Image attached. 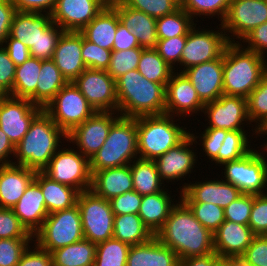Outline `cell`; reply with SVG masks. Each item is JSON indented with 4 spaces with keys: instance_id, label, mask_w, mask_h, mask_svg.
Wrapping results in <instances>:
<instances>
[{
    "instance_id": "obj_1",
    "label": "cell",
    "mask_w": 267,
    "mask_h": 266,
    "mask_svg": "<svg viewBox=\"0 0 267 266\" xmlns=\"http://www.w3.org/2000/svg\"><path fill=\"white\" fill-rule=\"evenodd\" d=\"M155 236L162 244L170 247L179 260L215 252L213 234L181 200L171 209L164 226Z\"/></svg>"
},
{
    "instance_id": "obj_2",
    "label": "cell",
    "mask_w": 267,
    "mask_h": 266,
    "mask_svg": "<svg viewBox=\"0 0 267 266\" xmlns=\"http://www.w3.org/2000/svg\"><path fill=\"white\" fill-rule=\"evenodd\" d=\"M167 83L149 81L137 69L116 79L118 113L136 118L165 113Z\"/></svg>"
},
{
    "instance_id": "obj_3",
    "label": "cell",
    "mask_w": 267,
    "mask_h": 266,
    "mask_svg": "<svg viewBox=\"0 0 267 266\" xmlns=\"http://www.w3.org/2000/svg\"><path fill=\"white\" fill-rule=\"evenodd\" d=\"M61 138L67 140V134L42 110L15 147L14 156L18 159L13 164L42 171L59 150Z\"/></svg>"
},
{
    "instance_id": "obj_4",
    "label": "cell",
    "mask_w": 267,
    "mask_h": 266,
    "mask_svg": "<svg viewBox=\"0 0 267 266\" xmlns=\"http://www.w3.org/2000/svg\"><path fill=\"white\" fill-rule=\"evenodd\" d=\"M236 42H230L223 54V92L247 98L267 73V59Z\"/></svg>"
},
{
    "instance_id": "obj_5",
    "label": "cell",
    "mask_w": 267,
    "mask_h": 266,
    "mask_svg": "<svg viewBox=\"0 0 267 266\" xmlns=\"http://www.w3.org/2000/svg\"><path fill=\"white\" fill-rule=\"evenodd\" d=\"M169 114L136 117L138 155L140 159L155 161L179 144L189 133Z\"/></svg>"
},
{
    "instance_id": "obj_6",
    "label": "cell",
    "mask_w": 267,
    "mask_h": 266,
    "mask_svg": "<svg viewBox=\"0 0 267 266\" xmlns=\"http://www.w3.org/2000/svg\"><path fill=\"white\" fill-rule=\"evenodd\" d=\"M138 156L136 118L120 116L112 124L103 146L89 160L90 172L126 166Z\"/></svg>"
},
{
    "instance_id": "obj_7",
    "label": "cell",
    "mask_w": 267,
    "mask_h": 266,
    "mask_svg": "<svg viewBox=\"0 0 267 266\" xmlns=\"http://www.w3.org/2000/svg\"><path fill=\"white\" fill-rule=\"evenodd\" d=\"M33 239L34 245L50 253L84 239L78 205L49 214Z\"/></svg>"
},
{
    "instance_id": "obj_8",
    "label": "cell",
    "mask_w": 267,
    "mask_h": 266,
    "mask_svg": "<svg viewBox=\"0 0 267 266\" xmlns=\"http://www.w3.org/2000/svg\"><path fill=\"white\" fill-rule=\"evenodd\" d=\"M77 205L85 239L97 244L113 238L115 215L111 210L109 200L96 195L89 189L80 192Z\"/></svg>"
},
{
    "instance_id": "obj_9",
    "label": "cell",
    "mask_w": 267,
    "mask_h": 266,
    "mask_svg": "<svg viewBox=\"0 0 267 266\" xmlns=\"http://www.w3.org/2000/svg\"><path fill=\"white\" fill-rule=\"evenodd\" d=\"M195 25L189 30L186 36V44L182 50L180 66H184L180 72L205 62H210L215 59L221 58L227 45L232 42L235 43L234 38L222 30H205L196 29ZM224 32V33H223ZM233 39V40H232Z\"/></svg>"
},
{
    "instance_id": "obj_10",
    "label": "cell",
    "mask_w": 267,
    "mask_h": 266,
    "mask_svg": "<svg viewBox=\"0 0 267 266\" xmlns=\"http://www.w3.org/2000/svg\"><path fill=\"white\" fill-rule=\"evenodd\" d=\"M265 154L252 149L238 160L225 162L223 178L237 187L242 194H264L267 184V159Z\"/></svg>"
},
{
    "instance_id": "obj_11",
    "label": "cell",
    "mask_w": 267,
    "mask_h": 266,
    "mask_svg": "<svg viewBox=\"0 0 267 266\" xmlns=\"http://www.w3.org/2000/svg\"><path fill=\"white\" fill-rule=\"evenodd\" d=\"M43 110L66 134L96 112L73 82H68Z\"/></svg>"
},
{
    "instance_id": "obj_12",
    "label": "cell",
    "mask_w": 267,
    "mask_h": 266,
    "mask_svg": "<svg viewBox=\"0 0 267 266\" xmlns=\"http://www.w3.org/2000/svg\"><path fill=\"white\" fill-rule=\"evenodd\" d=\"M42 172L51 180L73 187L79 192L91 188L90 161L71 147L59 148Z\"/></svg>"
},
{
    "instance_id": "obj_13",
    "label": "cell",
    "mask_w": 267,
    "mask_h": 266,
    "mask_svg": "<svg viewBox=\"0 0 267 266\" xmlns=\"http://www.w3.org/2000/svg\"><path fill=\"white\" fill-rule=\"evenodd\" d=\"M73 83L96 112H118L116 80L106 70L86 68Z\"/></svg>"
},
{
    "instance_id": "obj_14",
    "label": "cell",
    "mask_w": 267,
    "mask_h": 266,
    "mask_svg": "<svg viewBox=\"0 0 267 266\" xmlns=\"http://www.w3.org/2000/svg\"><path fill=\"white\" fill-rule=\"evenodd\" d=\"M42 110L29 99L10 95L0 97V128L15 147L28 132L33 119Z\"/></svg>"
},
{
    "instance_id": "obj_15",
    "label": "cell",
    "mask_w": 267,
    "mask_h": 266,
    "mask_svg": "<svg viewBox=\"0 0 267 266\" xmlns=\"http://www.w3.org/2000/svg\"><path fill=\"white\" fill-rule=\"evenodd\" d=\"M120 116L118 112H95L67 134V141L76 144L77 151L90 160L103 146L112 124Z\"/></svg>"
},
{
    "instance_id": "obj_16",
    "label": "cell",
    "mask_w": 267,
    "mask_h": 266,
    "mask_svg": "<svg viewBox=\"0 0 267 266\" xmlns=\"http://www.w3.org/2000/svg\"><path fill=\"white\" fill-rule=\"evenodd\" d=\"M267 22V0H230L221 26L225 33L241 41L259 25ZM228 30V31H227Z\"/></svg>"
},
{
    "instance_id": "obj_17",
    "label": "cell",
    "mask_w": 267,
    "mask_h": 266,
    "mask_svg": "<svg viewBox=\"0 0 267 266\" xmlns=\"http://www.w3.org/2000/svg\"><path fill=\"white\" fill-rule=\"evenodd\" d=\"M203 113L208 117L206 119L209 123L207 128L225 129L228 131L244 130V121L247 124H251L248 117L247 100L240 96L223 94L213 102L205 104Z\"/></svg>"
},
{
    "instance_id": "obj_18",
    "label": "cell",
    "mask_w": 267,
    "mask_h": 266,
    "mask_svg": "<svg viewBox=\"0 0 267 266\" xmlns=\"http://www.w3.org/2000/svg\"><path fill=\"white\" fill-rule=\"evenodd\" d=\"M107 4V0H57L51 18L64 31L80 32Z\"/></svg>"
},
{
    "instance_id": "obj_19",
    "label": "cell",
    "mask_w": 267,
    "mask_h": 266,
    "mask_svg": "<svg viewBox=\"0 0 267 266\" xmlns=\"http://www.w3.org/2000/svg\"><path fill=\"white\" fill-rule=\"evenodd\" d=\"M198 136L189 133L179 144L168 150L155 160L161 180L168 183L174 180L185 179L191 173L197 163L196 152L191 150L193 143L197 142Z\"/></svg>"
},
{
    "instance_id": "obj_20",
    "label": "cell",
    "mask_w": 267,
    "mask_h": 266,
    "mask_svg": "<svg viewBox=\"0 0 267 266\" xmlns=\"http://www.w3.org/2000/svg\"><path fill=\"white\" fill-rule=\"evenodd\" d=\"M180 191L183 203H208L225 209L229 204L238 199L241 191L224 180H208L205 182L184 183Z\"/></svg>"
},
{
    "instance_id": "obj_21",
    "label": "cell",
    "mask_w": 267,
    "mask_h": 266,
    "mask_svg": "<svg viewBox=\"0 0 267 266\" xmlns=\"http://www.w3.org/2000/svg\"><path fill=\"white\" fill-rule=\"evenodd\" d=\"M203 108L204 104L186 75L174 71L166 85L165 113L183 117L192 113L197 114L198 111L203 112Z\"/></svg>"
},
{
    "instance_id": "obj_22",
    "label": "cell",
    "mask_w": 267,
    "mask_h": 266,
    "mask_svg": "<svg viewBox=\"0 0 267 266\" xmlns=\"http://www.w3.org/2000/svg\"><path fill=\"white\" fill-rule=\"evenodd\" d=\"M205 105L218 99L223 92V56L183 71Z\"/></svg>"
},
{
    "instance_id": "obj_23",
    "label": "cell",
    "mask_w": 267,
    "mask_h": 266,
    "mask_svg": "<svg viewBox=\"0 0 267 266\" xmlns=\"http://www.w3.org/2000/svg\"><path fill=\"white\" fill-rule=\"evenodd\" d=\"M81 52L82 33L64 31L58 40L52 60L67 82H73L87 68Z\"/></svg>"
},
{
    "instance_id": "obj_24",
    "label": "cell",
    "mask_w": 267,
    "mask_h": 266,
    "mask_svg": "<svg viewBox=\"0 0 267 266\" xmlns=\"http://www.w3.org/2000/svg\"><path fill=\"white\" fill-rule=\"evenodd\" d=\"M118 13L119 21L132 31L143 49L156 48L158 43L156 20L142 11L126 6L121 0L109 2Z\"/></svg>"
},
{
    "instance_id": "obj_25",
    "label": "cell",
    "mask_w": 267,
    "mask_h": 266,
    "mask_svg": "<svg viewBox=\"0 0 267 266\" xmlns=\"http://www.w3.org/2000/svg\"><path fill=\"white\" fill-rule=\"evenodd\" d=\"M36 172L15 164L0 166V208L13 209L34 180Z\"/></svg>"
},
{
    "instance_id": "obj_26",
    "label": "cell",
    "mask_w": 267,
    "mask_h": 266,
    "mask_svg": "<svg viewBox=\"0 0 267 266\" xmlns=\"http://www.w3.org/2000/svg\"><path fill=\"white\" fill-rule=\"evenodd\" d=\"M13 211L26 230L34 235L49 215L39 184L33 180Z\"/></svg>"
},
{
    "instance_id": "obj_27",
    "label": "cell",
    "mask_w": 267,
    "mask_h": 266,
    "mask_svg": "<svg viewBox=\"0 0 267 266\" xmlns=\"http://www.w3.org/2000/svg\"><path fill=\"white\" fill-rule=\"evenodd\" d=\"M91 175L90 190L106 200L133 190L130 164L91 172Z\"/></svg>"
},
{
    "instance_id": "obj_28",
    "label": "cell",
    "mask_w": 267,
    "mask_h": 266,
    "mask_svg": "<svg viewBox=\"0 0 267 266\" xmlns=\"http://www.w3.org/2000/svg\"><path fill=\"white\" fill-rule=\"evenodd\" d=\"M254 236L249 225L225 220L213 233L214 251L220 258L245 252Z\"/></svg>"
},
{
    "instance_id": "obj_29",
    "label": "cell",
    "mask_w": 267,
    "mask_h": 266,
    "mask_svg": "<svg viewBox=\"0 0 267 266\" xmlns=\"http://www.w3.org/2000/svg\"><path fill=\"white\" fill-rule=\"evenodd\" d=\"M178 260L176 253L154 236L130 247L126 266H173Z\"/></svg>"
},
{
    "instance_id": "obj_30",
    "label": "cell",
    "mask_w": 267,
    "mask_h": 266,
    "mask_svg": "<svg viewBox=\"0 0 267 266\" xmlns=\"http://www.w3.org/2000/svg\"><path fill=\"white\" fill-rule=\"evenodd\" d=\"M167 192L168 190L164 189L155 194L142 196L138 215L154 236L162 229L171 209L176 205L171 194Z\"/></svg>"
},
{
    "instance_id": "obj_31",
    "label": "cell",
    "mask_w": 267,
    "mask_h": 266,
    "mask_svg": "<svg viewBox=\"0 0 267 266\" xmlns=\"http://www.w3.org/2000/svg\"><path fill=\"white\" fill-rule=\"evenodd\" d=\"M118 22L117 10L109 3L80 32L90 42L112 50Z\"/></svg>"
},
{
    "instance_id": "obj_32",
    "label": "cell",
    "mask_w": 267,
    "mask_h": 266,
    "mask_svg": "<svg viewBox=\"0 0 267 266\" xmlns=\"http://www.w3.org/2000/svg\"><path fill=\"white\" fill-rule=\"evenodd\" d=\"M34 180L41 188L48 214L77 205L80 194L77 189L51 180L42 171L36 172Z\"/></svg>"
},
{
    "instance_id": "obj_33",
    "label": "cell",
    "mask_w": 267,
    "mask_h": 266,
    "mask_svg": "<svg viewBox=\"0 0 267 266\" xmlns=\"http://www.w3.org/2000/svg\"><path fill=\"white\" fill-rule=\"evenodd\" d=\"M67 83L52 59L41 60L36 91L28 99L44 109Z\"/></svg>"
},
{
    "instance_id": "obj_34",
    "label": "cell",
    "mask_w": 267,
    "mask_h": 266,
    "mask_svg": "<svg viewBox=\"0 0 267 266\" xmlns=\"http://www.w3.org/2000/svg\"><path fill=\"white\" fill-rule=\"evenodd\" d=\"M52 22L51 14L16 11L12 18L9 35L24 42L30 49L39 33H42Z\"/></svg>"
},
{
    "instance_id": "obj_35",
    "label": "cell",
    "mask_w": 267,
    "mask_h": 266,
    "mask_svg": "<svg viewBox=\"0 0 267 266\" xmlns=\"http://www.w3.org/2000/svg\"><path fill=\"white\" fill-rule=\"evenodd\" d=\"M53 266H93L96 243L82 239L73 244L54 250Z\"/></svg>"
},
{
    "instance_id": "obj_36",
    "label": "cell",
    "mask_w": 267,
    "mask_h": 266,
    "mask_svg": "<svg viewBox=\"0 0 267 266\" xmlns=\"http://www.w3.org/2000/svg\"><path fill=\"white\" fill-rule=\"evenodd\" d=\"M133 190L139 195H150L164 190L155 161L136 159L130 164Z\"/></svg>"
},
{
    "instance_id": "obj_37",
    "label": "cell",
    "mask_w": 267,
    "mask_h": 266,
    "mask_svg": "<svg viewBox=\"0 0 267 266\" xmlns=\"http://www.w3.org/2000/svg\"><path fill=\"white\" fill-rule=\"evenodd\" d=\"M113 238L134 246L149 241L154 235L145 226L138 214L114 216Z\"/></svg>"
},
{
    "instance_id": "obj_38",
    "label": "cell",
    "mask_w": 267,
    "mask_h": 266,
    "mask_svg": "<svg viewBox=\"0 0 267 266\" xmlns=\"http://www.w3.org/2000/svg\"><path fill=\"white\" fill-rule=\"evenodd\" d=\"M41 69V59L29 57L23 64L16 66L10 96L28 99L35 91Z\"/></svg>"
},
{
    "instance_id": "obj_39",
    "label": "cell",
    "mask_w": 267,
    "mask_h": 266,
    "mask_svg": "<svg viewBox=\"0 0 267 266\" xmlns=\"http://www.w3.org/2000/svg\"><path fill=\"white\" fill-rule=\"evenodd\" d=\"M137 70L146 79L156 83H167L174 72L155 48L143 49Z\"/></svg>"
},
{
    "instance_id": "obj_40",
    "label": "cell",
    "mask_w": 267,
    "mask_h": 266,
    "mask_svg": "<svg viewBox=\"0 0 267 266\" xmlns=\"http://www.w3.org/2000/svg\"><path fill=\"white\" fill-rule=\"evenodd\" d=\"M195 25L191 16L182 8L156 20L158 39H169L176 36H187Z\"/></svg>"
},
{
    "instance_id": "obj_41",
    "label": "cell",
    "mask_w": 267,
    "mask_h": 266,
    "mask_svg": "<svg viewBox=\"0 0 267 266\" xmlns=\"http://www.w3.org/2000/svg\"><path fill=\"white\" fill-rule=\"evenodd\" d=\"M246 130H230L227 131L225 140L218 152V155L212 160L216 164H223L225 162L234 161L242 158L249 153L252 148L248 141Z\"/></svg>"
},
{
    "instance_id": "obj_42",
    "label": "cell",
    "mask_w": 267,
    "mask_h": 266,
    "mask_svg": "<svg viewBox=\"0 0 267 266\" xmlns=\"http://www.w3.org/2000/svg\"><path fill=\"white\" fill-rule=\"evenodd\" d=\"M130 247L115 238L97 243L93 266H126Z\"/></svg>"
},
{
    "instance_id": "obj_43",
    "label": "cell",
    "mask_w": 267,
    "mask_h": 266,
    "mask_svg": "<svg viewBox=\"0 0 267 266\" xmlns=\"http://www.w3.org/2000/svg\"><path fill=\"white\" fill-rule=\"evenodd\" d=\"M246 100L249 120L251 123L255 121L254 123L258 125L252 129L255 132L254 134H256L267 122V73Z\"/></svg>"
},
{
    "instance_id": "obj_44",
    "label": "cell",
    "mask_w": 267,
    "mask_h": 266,
    "mask_svg": "<svg viewBox=\"0 0 267 266\" xmlns=\"http://www.w3.org/2000/svg\"><path fill=\"white\" fill-rule=\"evenodd\" d=\"M63 32V29L52 22L42 33H39L35 43L30 48V56L41 60H51Z\"/></svg>"
},
{
    "instance_id": "obj_45",
    "label": "cell",
    "mask_w": 267,
    "mask_h": 266,
    "mask_svg": "<svg viewBox=\"0 0 267 266\" xmlns=\"http://www.w3.org/2000/svg\"><path fill=\"white\" fill-rule=\"evenodd\" d=\"M142 51V47L119 51L112 50L107 73L116 80L121 75L137 69Z\"/></svg>"
},
{
    "instance_id": "obj_46",
    "label": "cell",
    "mask_w": 267,
    "mask_h": 266,
    "mask_svg": "<svg viewBox=\"0 0 267 266\" xmlns=\"http://www.w3.org/2000/svg\"><path fill=\"white\" fill-rule=\"evenodd\" d=\"M194 217L212 234L225 221L224 209L208 203H184Z\"/></svg>"
},
{
    "instance_id": "obj_47",
    "label": "cell",
    "mask_w": 267,
    "mask_h": 266,
    "mask_svg": "<svg viewBox=\"0 0 267 266\" xmlns=\"http://www.w3.org/2000/svg\"><path fill=\"white\" fill-rule=\"evenodd\" d=\"M230 0H187L186 4L182 7L191 18L194 20L195 16H214L217 15L219 21H223L228 8ZM220 15V16H219Z\"/></svg>"
},
{
    "instance_id": "obj_48",
    "label": "cell",
    "mask_w": 267,
    "mask_h": 266,
    "mask_svg": "<svg viewBox=\"0 0 267 266\" xmlns=\"http://www.w3.org/2000/svg\"><path fill=\"white\" fill-rule=\"evenodd\" d=\"M112 50L104 49L87 40L82 34V58L87 68L107 70L110 65Z\"/></svg>"
},
{
    "instance_id": "obj_49",
    "label": "cell",
    "mask_w": 267,
    "mask_h": 266,
    "mask_svg": "<svg viewBox=\"0 0 267 266\" xmlns=\"http://www.w3.org/2000/svg\"><path fill=\"white\" fill-rule=\"evenodd\" d=\"M32 240L33 238L0 239V266H17Z\"/></svg>"
},
{
    "instance_id": "obj_50",
    "label": "cell",
    "mask_w": 267,
    "mask_h": 266,
    "mask_svg": "<svg viewBox=\"0 0 267 266\" xmlns=\"http://www.w3.org/2000/svg\"><path fill=\"white\" fill-rule=\"evenodd\" d=\"M126 6L142 11L147 15L158 19L173 13L178 6L171 0H121Z\"/></svg>"
},
{
    "instance_id": "obj_51",
    "label": "cell",
    "mask_w": 267,
    "mask_h": 266,
    "mask_svg": "<svg viewBox=\"0 0 267 266\" xmlns=\"http://www.w3.org/2000/svg\"><path fill=\"white\" fill-rule=\"evenodd\" d=\"M33 238L21 224L13 209L0 208V239Z\"/></svg>"
},
{
    "instance_id": "obj_52",
    "label": "cell",
    "mask_w": 267,
    "mask_h": 266,
    "mask_svg": "<svg viewBox=\"0 0 267 266\" xmlns=\"http://www.w3.org/2000/svg\"><path fill=\"white\" fill-rule=\"evenodd\" d=\"M248 225L255 236L267 235V193L253 195Z\"/></svg>"
},
{
    "instance_id": "obj_53",
    "label": "cell",
    "mask_w": 267,
    "mask_h": 266,
    "mask_svg": "<svg viewBox=\"0 0 267 266\" xmlns=\"http://www.w3.org/2000/svg\"><path fill=\"white\" fill-rule=\"evenodd\" d=\"M253 205L252 194H242L224 209L225 220L248 225L251 208Z\"/></svg>"
},
{
    "instance_id": "obj_54",
    "label": "cell",
    "mask_w": 267,
    "mask_h": 266,
    "mask_svg": "<svg viewBox=\"0 0 267 266\" xmlns=\"http://www.w3.org/2000/svg\"><path fill=\"white\" fill-rule=\"evenodd\" d=\"M186 44V36H176L169 39H158L156 50L158 54L175 70L174 65H180L182 50ZM177 62V63H176Z\"/></svg>"
},
{
    "instance_id": "obj_55",
    "label": "cell",
    "mask_w": 267,
    "mask_h": 266,
    "mask_svg": "<svg viewBox=\"0 0 267 266\" xmlns=\"http://www.w3.org/2000/svg\"><path fill=\"white\" fill-rule=\"evenodd\" d=\"M142 201V195L131 190L109 200L114 215L138 214Z\"/></svg>"
},
{
    "instance_id": "obj_56",
    "label": "cell",
    "mask_w": 267,
    "mask_h": 266,
    "mask_svg": "<svg viewBox=\"0 0 267 266\" xmlns=\"http://www.w3.org/2000/svg\"><path fill=\"white\" fill-rule=\"evenodd\" d=\"M227 131L225 129L206 128L203 134H200L202 147L206 153L205 156L207 155L211 161L218 155Z\"/></svg>"
},
{
    "instance_id": "obj_57",
    "label": "cell",
    "mask_w": 267,
    "mask_h": 266,
    "mask_svg": "<svg viewBox=\"0 0 267 266\" xmlns=\"http://www.w3.org/2000/svg\"><path fill=\"white\" fill-rule=\"evenodd\" d=\"M15 64L4 47L0 46V93L9 95L13 89Z\"/></svg>"
},
{
    "instance_id": "obj_58",
    "label": "cell",
    "mask_w": 267,
    "mask_h": 266,
    "mask_svg": "<svg viewBox=\"0 0 267 266\" xmlns=\"http://www.w3.org/2000/svg\"><path fill=\"white\" fill-rule=\"evenodd\" d=\"M31 249L28 246L23 252L17 266H53V257L49 251L40 248L37 244L33 250Z\"/></svg>"
},
{
    "instance_id": "obj_59",
    "label": "cell",
    "mask_w": 267,
    "mask_h": 266,
    "mask_svg": "<svg viewBox=\"0 0 267 266\" xmlns=\"http://www.w3.org/2000/svg\"><path fill=\"white\" fill-rule=\"evenodd\" d=\"M245 253L253 266H267V235L254 236Z\"/></svg>"
},
{
    "instance_id": "obj_60",
    "label": "cell",
    "mask_w": 267,
    "mask_h": 266,
    "mask_svg": "<svg viewBox=\"0 0 267 266\" xmlns=\"http://www.w3.org/2000/svg\"><path fill=\"white\" fill-rule=\"evenodd\" d=\"M248 46L246 49L256 52L265 57V50L267 53V22L255 27L242 41Z\"/></svg>"
},
{
    "instance_id": "obj_61",
    "label": "cell",
    "mask_w": 267,
    "mask_h": 266,
    "mask_svg": "<svg viewBox=\"0 0 267 266\" xmlns=\"http://www.w3.org/2000/svg\"><path fill=\"white\" fill-rule=\"evenodd\" d=\"M57 0H11L16 11L51 14ZM43 11V12H42Z\"/></svg>"
},
{
    "instance_id": "obj_62",
    "label": "cell",
    "mask_w": 267,
    "mask_h": 266,
    "mask_svg": "<svg viewBox=\"0 0 267 266\" xmlns=\"http://www.w3.org/2000/svg\"><path fill=\"white\" fill-rule=\"evenodd\" d=\"M4 43L3 47L15 66L23 64L30 57V49L24 42L14 39L9 35Z\"/></svg>"
},
{
    "instance_id": "obj_63",
    "label": "cell",
    "mask_w": 267,
    "mask_h": 266,
    "mask_svg": "<svg viewBox=\"0 0 267 266\" xmlns=\"http://www.w3.org/2000/svg\"><path fill=\"white\" fill-rule=\"evenodd\" d=\"M137 47H140L137 38L132 34L129 28L125 27L119 21L112 50H128Z\"/></svg>"
},
{
    "instance_id": "obj_64",
    "label": "cell",
    "mask_w": 267,
    "mask_h": 266,
    "mask_svg": "<svg viewBox=\"0 0 267 266\" xmlns=\"http://www.w3.org/2000/svg\"><path fill=\"white\" fill-rule=\"evenodd\" d=\"M16 12L11 0H0V46L9 36L12 18Z\"/></svg>"
},
{
    "instance_id": "obj_65",
    "label": "cell",
    "mask_w": 267,
    "mask_h": 266,
    "mask_svg": "<svg viewBox=\"0 0 267 266\" xmlns=\"http://www.w3.org/2000/svg\"><path fill=\"white\" fill-rule=\"evenodd\" d=\"M220 259L216 252L181 259V266H214Z\"/></svg>"
},
{
    "instance_id": "obj_66",
    "label": "cell",
    "mask_w": 267,
    "mask_h": 266,
    "mask_svg": "<svg viewBox=\"0 0 267 266\" xmlns=\"http://www.w3.org/2000/svg\"><path fill=\"white\" fill-rule=\"evenodd\" d=\"M11 155H15V146L0 128V166L13 164V161L9 159Z\"/></svg>"
},
{
    "instance_id": "obj_67",
    "label": "cell",
    "mask_w": 267,
    "mask_h": 266,
    "mask_svg": "<svg viewBox=\"0 0 267 266\" xmlns=\"http://www.w3.org/2000/svg\"><path fill=\"white\" fill-rule=\"evenodd\" d=\"M222 259L228 266H253L245 252L232 253L222 257Z\"/></svg>"
},
{
    "instance_id": "obj_68",
    "label": "cell",
    "mask_w": 267,
    "mask_h": 266,
    "mask_svg": "<svg viewBox=\"0 0 267 266\" xmlns=\"http://www.w3.org/2000/svg\"><path fill=\"white\" fill-rule=\"evenodd\" d=\"M267 135V122L258 130V133L256 135Z\"/></svg>"
},
{
    "instance_id": "obj_69",
    "label": "cell",
    "mask_w": 267,
    "mask_h": 266,
    "mask_svg": "<svg viewBox=\"0 0 267 266\" xmlns=\"http://www.w3.org/2000/svg\"><path fill=\"white\" fill-rule=\"evenodd\" d=\"M171 1L174 2L178 6V8H182L187 2V0H171Z\"/></svg>"
},
{
    "instance_id": "obj_70",
    "label": "cell",
    "mask_w": 267,
    "mask_h": 266,
    "mask_svg": "<svg viewBox=\"0 0 267 266\" xmlns=\"http://www.w3.org/2000/svg\"><path fill=\"white\" fill-rule=\"evenodd\" d=\"M214 266H228L227 263L222 259L220 258Z\"/></svg>"
},
{
    "instance_id": "obj_71",
    "label": "cell",
    "mask_w": 267,
    "mask_h": 266,
    "mask_svg": "<svg viewBox=\"0 0 267 266\" xmlns=\"http://www.w3.org/2000/svg\"><path fill=\"white\" fill-rule=\"evenodd\" d=\"M261 146H264V147H262L263 149L261 148V150L267 151V142H266V144L264 143V144L261 145Z\"/></svg>"
},
{
    "instance_id": "obj_72",
    "label": "cell",
    "mask_w": 267,
    "mask_h": 266,
    "mask_svg": "<svg viewBox=\"0 0 267 266\" xmlns=\"http://www.w3.org/2000/svg\"><path fill=\"white\" fill-rule=\"evenodd\" d=\"M173 266H181V260H178Z\"/></svg>"
}]
</instances>
